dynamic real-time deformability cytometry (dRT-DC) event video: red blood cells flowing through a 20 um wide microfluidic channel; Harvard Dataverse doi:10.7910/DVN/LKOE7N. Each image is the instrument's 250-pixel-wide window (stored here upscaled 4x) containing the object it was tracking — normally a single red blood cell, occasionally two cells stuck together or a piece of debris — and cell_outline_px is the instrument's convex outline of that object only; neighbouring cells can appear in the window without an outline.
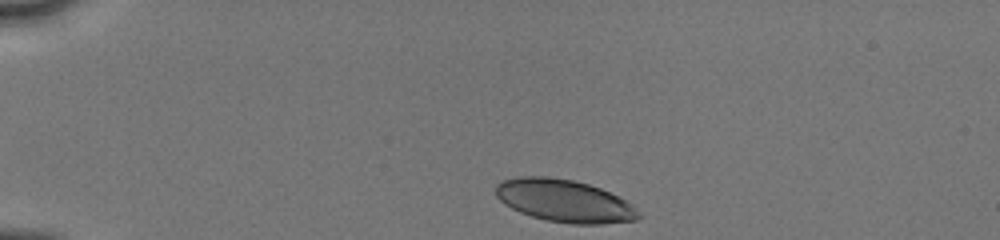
{"species": "human", "species_latin": "Homo sapiens", "temperature_condition": "cold", "stored_images_in_passage": 25, "camera_frame_rate_fps": 3000, "um_per_image_px": 0.085, "donor": {"sex": "male"}, "frame": {"image": 1, "passage_image": 1, "time_ms": 0.0, "image_size_px": [1000, 240], "cell_outline_px": [[644, 216], [636, 220], [600, 224], [568, 224], [548, 220], [532, 216], [520, 212], [504, 204], [496, 196], [496, 184], [504, 180], [516, 176], [548, 176], [572, 180], [588, 184], [600, 188], [632, 204]], "centroid_in_image_um": [47.97, 17.07], "position_along_channel_um": 37.0, "area_um2": 35.37}}
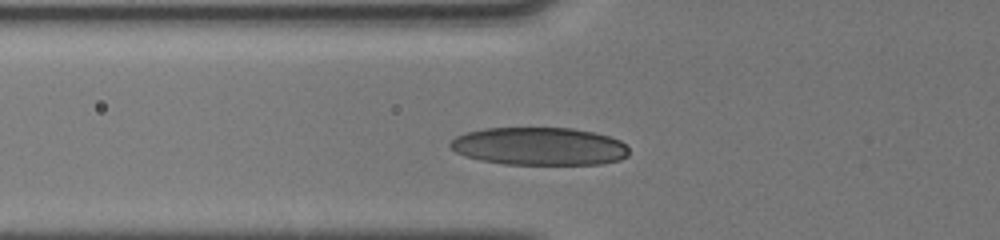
{"frame": {"image": 2, "passage_image": 14, "time_ms": 2.667, "image_size_px": [1000, 240], "cell_outline_px": [[628, 156], [620, 160], [600, 164], [504, 164], [480, 160], [464, 156], [456, 152], [448, 144], [456, 136], [468, 132], [484, 128], [572, 128], [596, 132], [620, 140], [628, 148]], "centroid_in_image_um": [45.85, 12.43], "position_along_channel_um": 80.0, "area_um2": 39.54}}
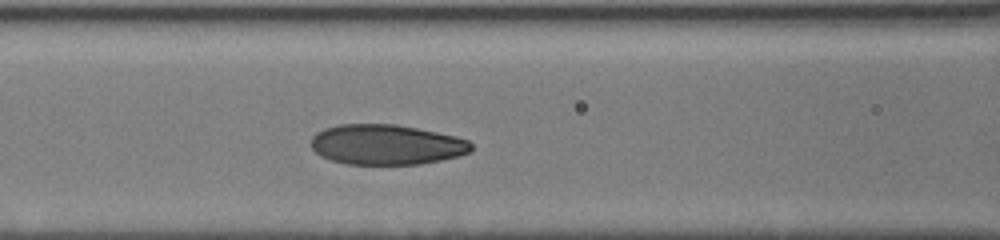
{"frame": {"image": 3, "passage_image": 21, "time_ms": 4.0, "image_size_px": [1000, 240], "cell_outline_px": [[472, 152], [460, 156], [420, 164], [348, 164], [332, 160], [320, 156], [312, 148], [312, 136], [316, 132], [324, 128], [340, 124], [396, 124], [456, 136], [468, 140], [472, 144]], "centroid_in_image_um": [32.85, 12.29], "position_along_channel_um": 133.7, "area_um2": 37.57}}